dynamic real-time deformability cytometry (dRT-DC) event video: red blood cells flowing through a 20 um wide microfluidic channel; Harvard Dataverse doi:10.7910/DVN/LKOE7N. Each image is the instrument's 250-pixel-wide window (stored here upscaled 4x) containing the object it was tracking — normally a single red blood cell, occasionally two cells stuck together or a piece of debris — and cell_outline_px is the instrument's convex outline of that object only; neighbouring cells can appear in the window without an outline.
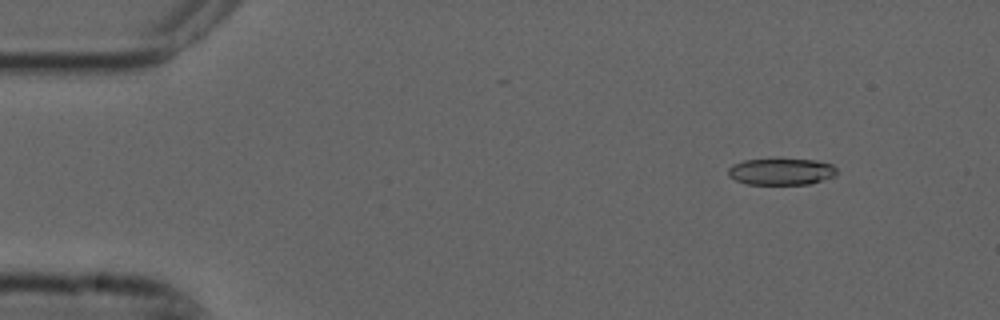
{"species": "common noctule bat (a hibernating species)", "species_latin": "Nyctalus noctula", "temperature_condition": "cold", "stored_images_in_passage": 5, "camera_frame_rate_fps": 3000, "um_per_image_px": 0.085, "animal": {"sex": "male", "forearm_length_mm": 52.5}, "frame": {"image": 1, "passage_image": 2, "time_ms": 0.333, "image_size_px": [1000, 320], "cell_outline_px": [[836, 176], [812, 184], [744, 184], [728, 176], [728, 168], [732, 164], [744, 160], [772, 156], [816, 160], [832, 164], [836, 168]], "centroid_in_image_um": [66.39, 14.54], "position_along_channel_um": 18.6, "area_um2": 17.86}}
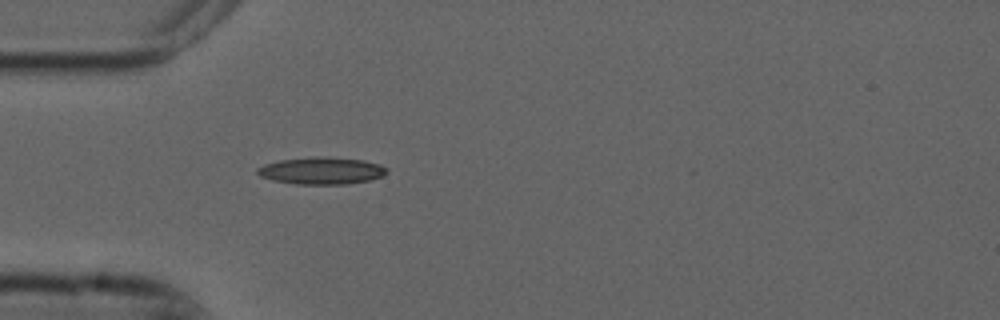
{"frame": {"image": 2, "passage_image": 5, "time_ms": 1.333, "image_size_px": [1000, 320], "cell_outline_px": [[388, 172], [380, 176], [368, 180], [348, 184], [296, 184], [272, 180], [260, 176], [256, 172], [256, 168], [264, 164], [280, 160], [312, 156], [324, 156], [364, 160], [380, 164], [388, 168]], "centroid_in_image_um": [27.31, 14.5], "position_along_channel_um": 57.7, "area_um2": 20.58}}